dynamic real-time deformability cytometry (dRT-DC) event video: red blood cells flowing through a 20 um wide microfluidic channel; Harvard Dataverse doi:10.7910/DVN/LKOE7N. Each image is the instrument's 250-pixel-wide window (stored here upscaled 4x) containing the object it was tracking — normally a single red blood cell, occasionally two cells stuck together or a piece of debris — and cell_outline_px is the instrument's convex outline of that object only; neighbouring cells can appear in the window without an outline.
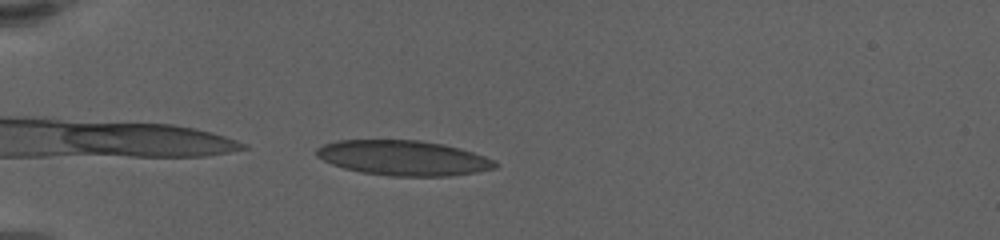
{"species": "human", "species_latin": "Homo sapiens", "temperature_condition": "warm", "stored_images_in_passage": 44, "camera_frame_rate_fps": 3000, "um_per_image_px": 0.085, "donor": {"sex": "female"}, "frame": {"image": 1, "passage_image": 1, "time_ms": 0.0, "image_size_px": [1000, 240], "cell_outline_px": [[496, 168], [476, 172], [448, 176], [392, 176], [360, 172], [344, 168], [332, 164], [316, 156], [316, 148], [324, 144], [336, 140], [420, 140], [444, 144], [460, 148], [496, 160]], "centroid_in_image_um": [34.28, 13.42], "position_along_channel_um": 50.7, "area_um2": 36.47}}
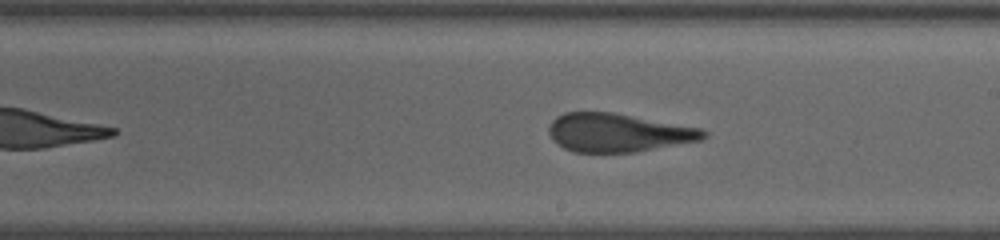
{"frame": {"image": 2, "passage_image": 20, "time_ms": 6.333, "image_size_px": [1000, 240], "cell_outline_px": [[708, 136], [700, 140], [636, 152], [572, 152], [564, 148], [552, 140], [548, 132], [548, 128], [552, 120], [556, 116], [564, 112], [612, 112], [700, 128], [708, 132]], "centroid_in_image_um": [52.5, 11.28], "position_along_channel_um": 236.5, "area_um2": 34.62}}
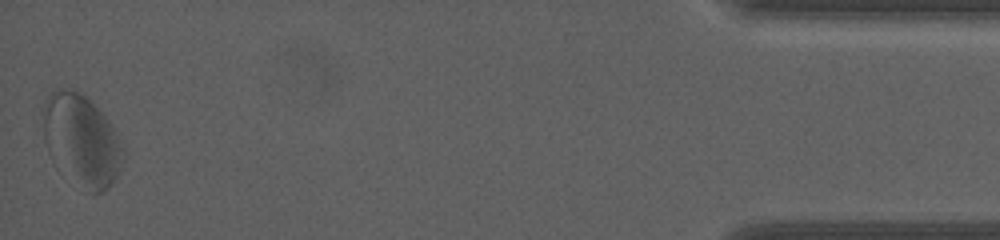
{"frame": {"image": 3, "passage_image": 44, "time_ms": 14.333, "image_size_px": [1000, 240], "cell_outline_px": [[124, 156], [120, 172], [112, 184], [108, 188], [92, 196], [88, 192], [44, 140], [40, 112], [40, 108], [44, 100], [56, 88], [60, 88], [80, 92], [104, 116], [116, 132], [124, 148]], "centroid_in_image_um": [6.97, 11.83], "position_along_channel_um": 428.2, "area_um2": 41.04}, "authors_computed_cell_mechanics": {"area_um2": 36.414, "velocity_mm_per_s": 3.3552, "shape_relaxation_time_tau1_ms": null, "shape_relaxation_time_tau2_ms": 1.6946, "deformation_change_tau1": null, "deformation_change_tau2": 0.0911}}